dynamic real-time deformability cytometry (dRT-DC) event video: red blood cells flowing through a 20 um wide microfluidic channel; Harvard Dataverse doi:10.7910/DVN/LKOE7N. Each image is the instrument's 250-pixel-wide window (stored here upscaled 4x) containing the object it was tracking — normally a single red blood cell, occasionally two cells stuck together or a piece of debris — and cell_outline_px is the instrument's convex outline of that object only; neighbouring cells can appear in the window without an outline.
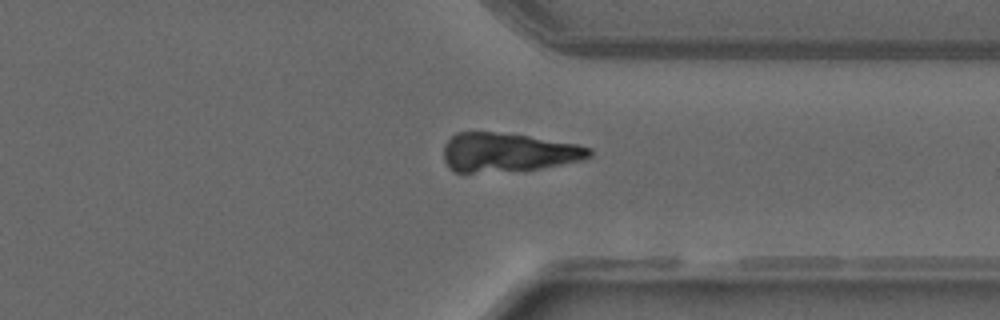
{"species": "common noctule bat (a hibernating species)", "species_latin": "Nyctalus noctula", "temperature_condition": "warm", "stored_images_in_passage": 48, "camera_frame_rate_fps": 3000, "um_per_image_px": 0.085, "animal": {"sex": "male", "forearm_length_mm": 52.5}, "frame": {"image": 1, "passage_image": 37, "time_ms": 12.0, "image_size_px": [1000, 320], "cell_outline_px": [[592, 156], [580, 160], [540, 168], [472, 172], [456, 172], [448, 168], [444, 160], [444, 144], [456, 132], [492, 132], [528, 136], [576, 144], [592, 148]], "centroid_in_image_um": [43.15, 12.94], "position_along_channel_um": 368.3, "area_um2": 32.48}}
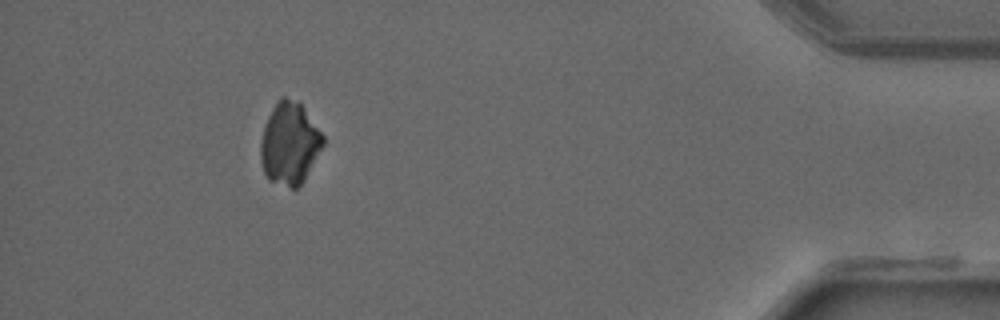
{"frame": {"image": 2, "passage_image": 44, "time_ms": 14.333, "image_size_px": [1000, 320], "cell_outline_px": [[324, 144], [304, 180], [296, 188], [292, 188], [268, 180], [264, 172], [260, 160], [260, 140], [268, 116], [272, 108], [280, 96], [284, 96], [300, 100], [324, 136]], "centroid_in_image_um": [24.61, 12.15], "position_along_channel_um": 410.6, "area_um2": 30.17}}